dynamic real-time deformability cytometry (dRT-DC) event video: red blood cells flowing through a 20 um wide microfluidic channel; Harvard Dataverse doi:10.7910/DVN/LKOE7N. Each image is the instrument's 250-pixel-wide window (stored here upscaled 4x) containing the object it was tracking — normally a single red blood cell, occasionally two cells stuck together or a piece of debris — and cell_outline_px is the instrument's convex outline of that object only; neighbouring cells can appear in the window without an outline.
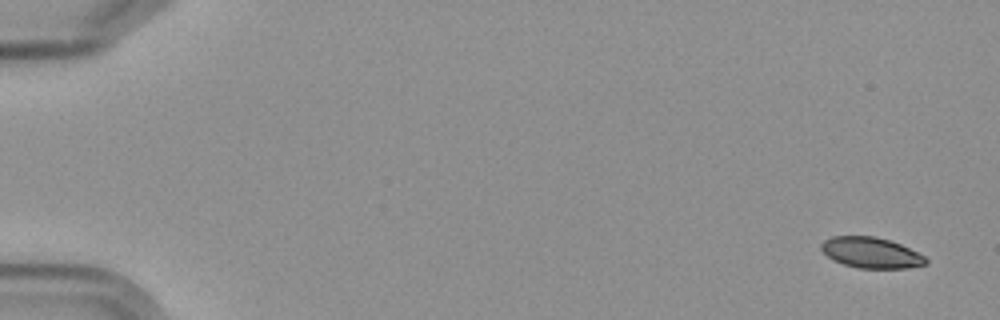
{"species": "Egyptian fruit bat (a non-hibernating species)", "species_latin": "Rousettus aegyptiacus", "temperature_condition": "cold", "stored_images_in_passage": 6, "camera_frame_rate_fps": 3000, "um_per_image_px": 0.085, "frame": {"image": 1, "passage_image": 1, "time_ms": 0.0, "image_size_px": [1000, 320], "cell_outline_px": [[928, 264], [908, 268], [860, 268], [844, 264], [832, 260], [820, 248], [820, 244], [824, 240], [832, 236], [876, 236], [900, 244], [924, 256], [928, 260]], "centroid_in_image_um": [74.03, 21.48], "position_along_channel_um": 11.0, "area_um2": 18.67}}